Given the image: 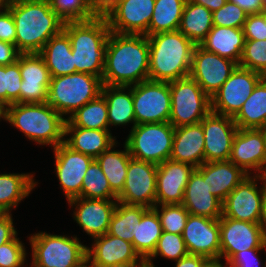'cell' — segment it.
Here are the masks:
<instances>
[{"label": "cell", "mask_w": 266, "mask_h": 267, "mask_svg": "<svg viewBox=\"0 0 266 267\" xmlns=\"http://www.w3.org/2000/svg\"><path fill=\"white\" fill-rule=\"evenodd\" d=\"M146 80H149L148 36L110 32L102 83L132 86Z\"/></svg>", "instance_id": "obj_1"}, {"label": "cell", "mask_w": 266, "mask_h": 267, "mask_svg": "<svg viewBox=\"0 0 266 267\" xmlns=\"http://www.w3.org/2000/svg\"><path fill=\"white\" fill-rule=\"evenodd\" d=\"M6 7L15 21L16 48L20 53H39L50 38L63 30L64 21L48 0H20Z\"/></svg>", "instance_id": "obj_2"}, {"label": "cell", "mask_w": 266, "mask_h": 267, "mask_svg": "<svg viewBox=\"0 0 266 267\" xmlns=\"http://www.w3.org/2000/svg\"><path fill=\"white\" fill-rule=\"evenodd\" d=\"M63 31L71 42L76 72L102 79L110 29L104 16L85 21L64 22Z\"/></svg>", "instance_id": "obj_3"}, {"label": "cell", "mask_w": 266, "mask_h": 267, "mask_svg": "<svg viewBox=\"0 0 266 267\" xmlns=\"http://www.w3.org/2000/svg\"><path fill=\"white\" fill-rule=\"evenodd\" d=\"M149 80L171 82L189 76L195 44L179 30L148 36Z\"/></svg>", "instance_id": "obj_4"}, {"label": "cell", "mask_w": 266, "mask_h": 267, "mask_svg": "<svg viewBox=\"0 0 266 267\" xmlns=\"http://www.w3.org/2000/svg\"><path fill=\"white\" fill-rule=\"evenodd\" d=\"M8 121L25 136L54 149L64 142L66 118L46 103H14L7 106Z\"/></svg>", "instance_id": "obj_5"}, {"label": "cell", "mask_w": 266, "mask_h": 267, "mask_svg": "<svg viewBox=\"0 0 266 267\" xmlns=\"http://www.w3.org/2000/svg\"><path fill=\"white\" fill-rule=\"evenodd\" d=\"M100 77L76 72L69 75L51 77L47 103L63 117H69L80 107L96 99L102 90Z\"/></svg>", "instance_id": "obj_6"}, {"label": "cell", "mask_w": 266, "mask_h": 267, "mask_svg": "<svg viewBox=\"0 0 266 267\" xmlns=\"http://www.w3.org/2000/svg\"><path fill=\"white\" fill-rule=\"evenodd\" d=\"M32 248L31 267H75L87 257V247L76 236L46 232L29 237Z\"/></svg>", "instance_id": "obj_7"}, {"label": "cell", "mask_w": 266, "mask_h": 267, "mask_svg": "<svg viewBox=\"0 0 266 267\" xmlns=\"http://www.w3.org/2000/svg\"><path fill=\"white\" fill-rule=\"evenodd\" d=\"M174 129L170 122L135 125L125 140L131 157L157 165L170 159Z\"/></svg>", "instance_id": "obj_8"}, {"label": "cell", "mask_w": 266, "mask_h": 267, "mask_svg": "<svg viewBox=\"0 0 266 267\" xmlns=\"http://www.w3.org/2000/svg\"><path fill=\"white\" fill-rule=\"evenodd\" d=\"M169 88L171 94L169 122L175 128L199 123L211 111V98L191 77L171 81Z\"/></svg>", "instance_id": "obj_9"}, {"label": "cell", "mask_w": 266, "mask_h": 267, "mask_svg": "<svg viewBox=\"0 0 266 267\" xmlns=\"http://www.w3.org/2000/svg\"><path fill=\"white\" fill-rule=\"evenodd\" d=\"M136 125L169 122L171 94L169 82L142 81L132 85Z\"/></svg>", "instance_id": "obj_10"}, {"label": "cell", "mask_w": 266, "mask_h": 267, "mask_svg": "<svg viewBox=\"0 0 266 267\" xmlns=\"http://www.w3.org/2000/svg\"><path fill=\"white\" fill-rule=\"evenodd\" d=\"M259 180H262L263 186L258 189L257 181ZM265 195L266 177L257 174L248 175L222 202V216L244 222L259 223Z\"/></svg>", "instance_id": "obj_11"}, {"label": "cell", "mask_w": 266, "mask_h": 267, "mask_svg": "<svg viewBox=\"0 0 266 267\" xmlns=\"http://www.w3.org/2000/svg\"><path fill=\"white\" fill-rule=\"evenodd\" d=\"M263 77L261 73L237 66L211 97V111L233 118Z\"/></svg>", "instance_id": "obj_12"}, {"label": "cell", "mask_w": 266, "mask_h": 267, "mask_svg": "<svg viewBox=\"0 0 266 267\" xmlns=\"http://www.w3.org/2000/svg\"><path fill=\"white\" fill-rule=\"evenodd\" d=\"M157 164L131 158L122 192L117 201L153 208L156 199Z\"/></svg>", "instance_id": "obj_13"}, {"label": "cell", "mask_w": 266, "mask_h": 267, "mask_svg": "<svg viewBox=\"0 0 266 267\" xmlns=\"http://www.w3.org/2000/svg\"><path fill=\"white\" fill-rule=\"evenodd\" d=\"M237 66L236 62L195 45L189 77L211 98Z\"/></svg>", "instance_id": "obj_14"}, {"label": "cell", "mask_w": 266, "mask_h": 267, "mask_svg": "<svg viewBox=\"0 0 266 267\" xmlns=\"http://www.w3.org/2000/svg\"><path fill=\"white\" fill-rule=\"evenodd\" d=\"M155 0H120L104 17L111 32L148 36Z\"/></svg>", "instance_id": "obj_15"}, {"label": "cell", "mask_w": 266, "mask_h": 267, "mask_svg": "<svg viewBox=\"0 0 266 267\" xmlns=\"http://www.w3.org/2000/svg\"><path fill=\"white\" fill-rule=\"evenodd\" d=\"M220 260L226 262L237 252L252 248H266L262 228L259 223L244 222L221 216Z\"/></svg>", "instance_id": "obj_16"}, {"label": "cell", "mask_w": 266, "mask_h": 267, "mask_svg": "<svg viewBox=\"0 0 266 267\" xmlns=\"http://www.w3.org/2000/svg\"><path fill=\"white\" fill-rule=\"evenodd\" d=\"M204 162L227 161L238 131L232 117L210 111L202 120Z\"/></svg>", "instance_id": "obj_17"}, {"label": "cell", "mask_w": 266, "mask_h": 267, "mask_svg": "<svg viewBox=\"0 0 266 267\" xmlns=\"http://www.w3.org/2000/svg\"><path fill=\"white\" fill-rule=\"evenodd\" d=\"M53 150L55 172L67 201L81 197L83 178L94 158L69 148L64 142Z\"/></svg>", "instance_id": "obj_18"}, {"label": "cell", "mask_w": 266, "mask_h": 267, "mask_svg": "<svg viewBox=\"0 0 266 267\" xmlns=\"http://www.w3.org/2000/svg\"><path fill=\"white\" fill-rule=\"evenodd\" d=\"M17 62L22 78L19 103H46L51 75L42 56L20 53Z\"/></svg>", "instance_id": "obj_19"}, {"label": "cell", "mask_w": 266, "mask_h": 267, "mask_svg": "<svg viewBox=\"0 0 266 267\" xmlns=\"http://www.w3.org/2000/svg\"><path fill=\"white\" fill-rule=\"evenodd\" d=\"M182 237L189 254L220 259L219 219L189 214Z\"/></svg>", "instance_id": "obj_20"}, {"label": "cell", "mask_w": 266, "mask_h": 267, "mask_svg": "<svg viewBox=\"0 0 266 267\" xmlns=\"http://www.w3.org/2000/svg\"><path fill=\"white\" fill-rule=\"evenodd\" d=\"M229 160L246 174L266 175V144L261 129H238Z\"/></svg>", "instance_id": "obj_21"}, {"label": "cell", "mask_w": 266, "mask_h": 267, "mask_svg": "<svg viewBox=\"0 0 266 267\" xmlns=\"http://www.w3.org/2000/svg\"><path fill=\"white\" fill-rule=\"evenodd\" d=\"M196 168L171 159L157 165L155 205L182 204L187 182Z\"/></svg>", "instance_id": "obj_22"}, {"label": "cell", "mask_w": 266, "mask_h": 267, "mask_svg": "<svg viewBox=\"0 0 266 267\" xmlns=\"http://www.w3.org/2000/svg\"><path fill=\"white\" fill-rule=\"evenodd\" d=\"M117 202L82 197L68 201L70 206H75L73 219L91 238L107 233Z\"/></svg>", "instance_id": "obj_23"}, {"label": "cell", "mask_w": 266, "mask_h": 267, "mask_svg": "<svg viewBox=\"0 0 266 267\" xmlns=\"http://www.w3.org/2000/svg\"><path fill=\"white\" fill-rule=\"evenodd\" d=\"M91 247H87V257L97 267H107L118 263L145 262L134 249L131 242L108 233L93 238Z\"/></svg>", "instance_id": "obj_24"}, {"label": "cell", "mask_w": 266, "mask_h": 267, "mask_svg": "<svg viewBox=\"0 0 266 267\" xmlns=\"http://www.w3.org/2000/svg\"><path fill=\"white\" fill-rule=\"evenodd\" d=\"M182 205L190 215L211 219L222 216V201L210 192L207 177H203L197 168L187 182Z\"/></svg>", "instance_id": "obj_25"}, {"label": "cell", "mask_w": 266, "mask_h": 267, "mask_svg": "<svg viewBox=\"0 0 266 267\" xmlns=\"http://www.w3.org/2000/svg\"><path fill=\"white\" fill-rule=\"evenodd\" d=\"M170 159L198 168L204 163V131L202 121L174 129Z\"/></svg>", "instance_id": "obj_26"}, {"label": "cell", "mask_w": 266, "mask_h": 267, "mask_svg": "<svg viewBox=\"0 0 266 267\" xmlns=\"http://www.w3.org/2000/svg\"><path fill=\"white\" fill-rule=\"evenodd\" d=\"M197 169L203 174V177H207V186L210 192L222 202L248 176L230 160L204 162Z\"/></svg>", "instance_id": "obj_27"}, {"label": "cell", "mask_w": 266, "mask_h": 267, "mask_svg": "<svg viewBox=\"0 0 266 267\" xmlns=\"http://www.w3.org/2000/svg\"><path fill=\"white\" fill-rule=\"evenodd\" d=\"M71 134L64 143L71 149L89 155L94 159L116 143L110 130L75 127L68 119L65 121L64 136Z\"/></svg>", "instance_id": "obj_28"}, {"label": "cell", "mask_w": 266, "mask_h": 267, "mask_svg": "<svg viewBox=\"0 0 266 267\" xmlns=\"http://www.w3.org/2000/svg\"><path fill=\"white\" fill-rule=\"evenodd\" d=\"M245 44L242 28L213 25L206 38L199 44L206 51L216 53L239 64Z\"/></svg>", "instance_id": "obj_29"}, {"label": "cell", "mask_w": 266, "mask_h": 267, "mask_svg": "<svg viewBox=\"0 0 266 267\" xmlns=\"http://www.w3.org/2000/svg\"><path fill=\"white\" fill-rule=\"evenodd\" d=\"M39 54L42 56L51 77L76 73L71 42L63 30L50 38Z\"/></svg>", "instance_id": "obj_30"}, {"label": "cell", "mask_w": 266, "mask_h": 267, "mask_svg": "<svg viewBox=\"0 0 266 267\" xmlns=\"http://www.w3.org/2000/svg\"><path fill=\"white\" fill-rule=\"evenodd\" d=\"M127 90V92H125ZM101 94L107 103L109 127L133 123L136 125L132 86H102Z\"/></svg>", "instance_id": "obj_31"}, {"label": "cell", "mask_w": 266, "mask_h": 267, "mask_svg": "<svg viewBox=\"0 0 266 267\" xmlns=\"http://www.w3.org/2000/svg\"><path fill=\"white\" fill-rule=\"evenodd\" d=\"M233 120L239 129H261L266 125L265 76L255 86Z\"/></svg>", "instance_id": "obj_32"}, {"label": "cell", "mask_w": 266, "mask_h": 267, "mask_svg": "<svg viewBox=\"0 0 266 267\" xmlns=\"http://www.w3.org/2000/svg\"><path fill=\"white\" fill-rule=\"evenodd\" d=\"M32 174L4 173L0 174V212L11 213L37 185Z\"/></svg>", "instance_id": "obj_33"}, {"label": "cell", "mask_w": 266, "mask_h": 267, "mask_svg": "<svg viewBox=\"0 0 266 267\" xmlns=\"http://www.w3.org/2000/svg\"><path fill=\"white\" fill-rule=\"evenodd\" d=\"M116 144L117 142L95 160L106 176L111 190L118 196L123 190L129 161L132 157L125 143L124 151L114 150Z\"/></svg>", "instance_id": "obj_34"}, {"label": "cell", "mask_w": 266, "mask_h": 267, "mask_svg": "<svg viewBox=\"0 0 266 267\" xmlns=\"http://www.w3.org/2000/svg\"><path fill=\"white\" fill-rule=\"evenodd\" d=\"M160 218L154 208H149L133 229V246L143 260H147L155 251L162 235Z\"/></svg>", "instance_id": "obj_35"}, {"label": "cell", "mask_w": 266, "mask_h": 267, "mask_svg": "<svg viewBox=\"0 0 266 267\" xmlns=\"http://www.w3.org/2000/svg\"><path fill=\"white\" fill-rule=\"evenodd\" d=\"M212 27V12L203 5L187 1L178 30L195 45H199Z\"/></svg>", "instance_id": "obj_36"}, {"label": "cell", "mask_w": 266, "mask_h": 267, "mask_svg": "<svg viewBox=\"0 0 266 267\" xmlns=\"http://www.w3.org/2000/svg\"><path fill=\"white\" fill-rule=\"evenodd\" d=\"M187 0H155L148 36L179 29Z\"/></svg>", "instance_id": "obj_37"}, {"label": "cell", "mask_w": 266, "mask_h": 267, "mask_svg": "<svg viewBox=\"0 0 266 267\" xmlns=\"http://www.w3.org/2000/svg\"><path fill=\"white\" fill-rule=\"evenodd\" d=\"M149 208L117 202L107 233L133 244V229Z\"/></svg>", "instance_id": "obj_38"}, {"label": "cell", "mask_w": 266, "mask_h": 267, "mask_svg": "<svg viewBox=\"0 0 266 267\" xmlns=\"http://www.w3.org/2000/svg\"><path fill=\"white\" fill-rule=\"evenodd\" d=\"M66 119H68L75 127L110 130L107 103L102 94L80 107Z\"/></svg>", "instance_id": "obj_39"}, {"label": "cell", "mask_w": 266, "mask_h": 267, "mask_svg": "<svg viewBox=\"0 0 266 267\" xmlns=\"http://www.w3.org/2000/svg\"><path fill=\"white\" fill-rule=\"evenodd\" d=\"M81 197L101 200H117V195L111 190L108 180L94 159L83 178Z\"/></svg>", "instance_id": "obj_40"}, {"label": "cell", "mask_w": 266, "mask_h": 267, "mask_svg": "<svg viewBox=\"0 0 266 267\" xmlns=\"http://www.w3.org/2000/svg\"><path fill=\"white\" fill-rule=\"evenodd\" d=\"M51 9L64 21H85L97 15L88 0H48Z\"/></svg>", "instance_id": "obj_41"}, {"label": "cell", "mask_w": 266, "mask_h": 267, "mask_svg": "<svg viewBox=\"0 0 266 267\" xmlns=\"http://www.w3.org/2000/svg\"><path fill=\"white\" fill-rule=\"evenodd\" d=\"M22 78L19 63L0 66V101L6 106L19 103Z\"/></svg>", "instance_id": "obj_42"}, {"label": "cell", "mask_w": 266, "mask_h": 267, "mask_svg": "<svg viewBox=\"0 0 266 267\" xmlns=\"http://www.w3.org/2000/svg\"><path fill=\"white\" fill-rule=\"evenodd\" d=\"M188 254L189 253L182 234H174L163 231L158 240L155 251L145 262L146 266L155 267L151 259L156 258L158 255L177 262L179 259Z\"/></svg>", "instance_id": "obj_43"}, {"label": "cell", "mask_w": 266, "mask_h": 267, "mask_svg": "<svg viewBox=\"0 0 266 267\" xmlns=\"http://www.w3.org/2000/svg\"><path fill=\"white\" fill-rule=\"evenodd\" d=\"M153 208L160 218L163 231L182 234L189 216V212L182 204L155 205Z\"/></svg>", "instance_id": "obj_44"}, {"label": "cell", "mask_w": 266, "mask_h": 267, "mask_svg": "<svg viewBox=\"0 0 266 267\" xmlns=\"http://www.w3.org/2000/svg\"><path fill=\"white\" fill-rule=\"evenodd\" d=\"M238 66L266 77V40H245Z\"/></svg>", "instance_id": "obj_45"}, {"label": "cell", "mask_w": 266, "mask_h": 267, "mask_svg": "<svg viewBox=\"0 0 266 267\" xmlns=\"http://www.w3.org/2000/svg\"><path fill=\"white\" fill-rule=\"evenodd\" d=\"M248 13L237 4L227 1L212 13L213 25L221 27L242 28Z\"/></svg>", "instance_id": "obj_46"}, {"label": "cell", "mask_w": 266, "mask_h": 267, "mask_svg": "<svg viewBox=\"0 0 266 267\" xmlns=\"http://www.w3.org/2000/svg\"><path fill=\"white\" fill-rule=\"evenodd\" d=\"M17 236L0 246V267H24L26 250Z\"/></svg>", "instance_id": "obj_47"}, {"label": "cell", "mask_w": 266, "mask_h": 267, "mask_svg": "<svg viewBox=\"0 0 266 267\" xmlns=\"http://www.w3.org/2000/svg\"><path fill=\"white\" fill-rule=\"evenodd\" d=\"M245 40H266V23L260 14H248L242 27Z\"/></svg>", "instance_id": "obj_48"}, {"label": "cell", "mask_w": 266, "mask_h": 267, "mask_svg": "<svg viewBox=\"0 0 266 267\" xmlns=\"http://www.w3.org/2000/svg\"><path fill=\"white\" fill-rule=\"evenodd\" d=\"M266 248H252L235 253L226 263L228 267H260L258 251Z\"/></svg>", "instance_id": "obj_49"}, {"label": "cell", "mask_w": 266, "mask_h": 267, "mask_svg": "<svg viewBox=\"0 0 266 267\" xmlns=\"http://www.w3.org/2000/svg\"><path fill=\"white\" fill-rule=\"evenodd\" d=\"M0 40L16 45L15 21L7 7L0 11Z\"/></svg>", "instance_id": "obj_50"}, {"label": "cell", "mask_w": 266, "mask_h": 267, "mask_svg": "<svg viewBox=\"0 0 266 267\" xmlns=\"http://www.w3.org/2000/svg\"><path fill=\"white\" fill-rule=\"evenodd\" d=\"M11 213L0 214V246L8 243L17 236Z\"/></svg>", "instance_id": "obj_51"}, {"label": "cell", "mask_w": 266, "mask_h": 267, "mask_svg": "<svg viewBox=\"0 0 266 267\" xmlns=\"http://www.w3.org/2000/svg\"><path fill=\"white\" fill-rule=\"evenodd\" d=\"M20 52L16 45L0 40V66H7L17 61Z\"/></svg>", "instance_id": "obj_52"}, {"label": "cell", "mask_w": 266, "mask_h": 267, "mask_svg": "<svg viewBox=\"0 0 266 267\" xmlns=\"http://www.w3.org/2000/svg\"><path fill=\"white\" fill-rule=\"evenodd\" d=\"M120 0H88L89 5L97 16H104Z\"/></svg>", "instance_id": "obj_53"}, {"label": "cell", "mask_w": 266, "mask_h": 267, "mask_svg": "<svg viewBox=\"0 0 266 267\" xmlns=\"http://www.w3.org/2000/svg\"><path fill=\"white\" fill-rule=\"evenodd\" d=\"M248 14H260L263 11L262 0H230Z\"/></svg>", "instance_id": "obj_54"}, {"label": "cell", "mask_w": 266, "mask_h": 267, "mask_svg": "<svg viewBox=\"0 0 266 267\" xmlns=\"http://www.w3.org/2000/svg\"><path fill=\"white\" fill-rule=\"evenodd\" d=\"M207 260L202 255L188 254L179 259L175 267H202Z\"/></svg>", "instance_id": "obj_55"}, {"label": "cell", "mask_w": 266, "mask_h": 267, "mask_svg": "<svg viewBox=\"0 0 266 267\" xmlns=\"http://www.w3.org/2000/svg\"><path fill=\"white\" fill-rule=\"evenodd\" d=\"M187 1L191 3L203 5L208 10H210L212 13L218 10L220 7H222L227 2V0H187Z\"/></svg>", "instance_id": "obj_56"}, {"label": "cell", "mask_w": 266, "mask_h": 267, "mask_svg": "<svg viewBox=\"0 0 266 267\" xmlns=\"http://www.w3.org/2000/svg\"><path fill=\"white\" fill-rule=\"evenodd\" d=\"M259 225L262 228V232H263L264 238L266 240V195H265L263 202H262V209H261V216H260Z\"/></svg>", "instance_id": "obj_57"}, {"label": "cell", "mask_w": 266, "mask_h": 267, "mask_svg": "<svg viewBox=\"0 0 266 267\" xmlns=\"http://www.w3.org/2000/svg\"><path fill=\"white\" fill-rule=\"evenodd\" d=\"M202 267H228L227 263L226 266L222 265V262L220 263V259H208Z\"/></svg>", "instance_id": "obj_58"}, {"label": "cell", "mask_w": 266, "mask_h": 267, "mask_svg": "<svg viewBox=\"0 0 266 267\" xmlns=\"http://www.w3.org/2000/svg\"><path fill=\"white\" fill-rule=\"evenodd\" d=\"M107 267H146V262L139 263H118Z\"/></svg>", "instance_id": "obj_59"}, {"label": "cell", "mask_w": 266, "mask_h": 267, "mask_svg": "<svg viewBox=\"0 0 266 267\" xmlns=\"http://www.w3.org/2000/svg\"><path fill=\"white\" fill-rule=\"evenodd\" d=\"M75 267H97V266L88 257H86Z\"/></svg>", "instance_id": "obj_60"}, {"label": "cell", "mask_w": 266, "mask_h": 267, "mask_svg": "<svg viewBox=\"0 0 266 267\" xmlns=\"http://www.w3.org/2000/svg\"><path fill=\"white\" fill-rule=\"evenodd\" d=\"M6 116H7V106L0 101V119L2 118L3 120L6 121Z\"/></svg>", "instance_id": "obj_61"}, {"label": "cell", "mask_w": 266, "mask_h": 267, "mask_svg": "<svg viewBox=\"0 0 266 267\" xmlns=\"http://www.w3.org/2000/svg\"><path fill=\"white\" fill-rule=\"evenodd\" d=\"M20 0H0V4L3 7H6L8 5L14 4V3H18Z\"/></svg>", "instance_id": "obj_62"}, {"label": "cell", "mask_w": 266, "mask_h": 267, "mask_svg": "<svg viewBox=\"0 0 266 267\" xmlns=\"http://www.w3.org/2000/svg\"><path fill=\"white\" fill-rule=\"evenodd\" d=\"M261 131L263 132V136H264L265 144H266V125L261 128Z\"/></svg>", "instance_id": "obj_63"}, {"label": "cell", "mask_w": 266, "mask_h": 267, "mask_svg": "<svg viewBox=\"0 0 266 267\" xmlns=\"http://www.w3.org/2000/svg\"><path fill=\"white\" fill-rule=\"evenodd\" d=\"M262 7H263V10H266V0H262Z\"/></svg>", "instance_id": "obj_64"}, {"label": "cell", "mask_w": 266, "mask_h": 267, "mask_svg": "<svg viewBox=\"0 0 266 267\" xmlns=\"http://www.w3.org/2000/svg\"><path fill=\"white\" fill-rule=\"evenodd\" d=\"M261 14L264 16V20H265V23H266V10H263V11L261 12Z\"/></svg>", "instance_id": "obj_65"}]
</instances>
